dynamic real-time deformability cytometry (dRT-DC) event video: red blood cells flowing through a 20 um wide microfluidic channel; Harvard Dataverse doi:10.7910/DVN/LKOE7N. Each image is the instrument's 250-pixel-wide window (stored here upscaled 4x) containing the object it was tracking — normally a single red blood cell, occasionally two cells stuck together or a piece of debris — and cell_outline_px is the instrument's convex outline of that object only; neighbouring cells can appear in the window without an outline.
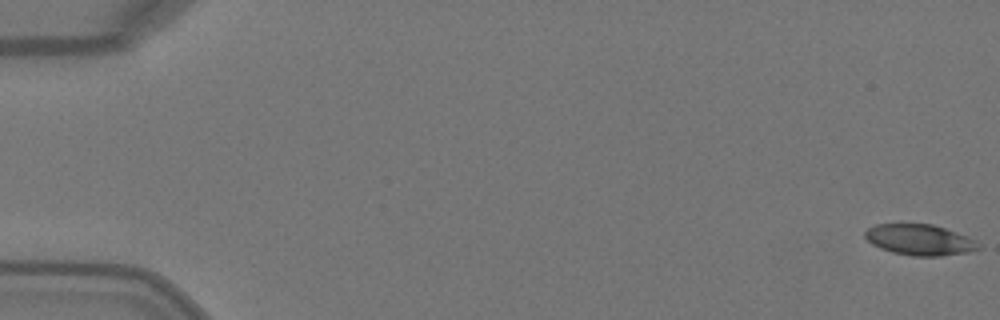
{"species": "Egyptian fruit bat (a non-hibernating species)", "species_latin": "Rousettus aegyptiacus", "temperature_condition": "warm", "stored_images_in_passage": 51, "camera_frame_rate_fps": 3000, "um_per_image_px": 0.085, "animal": {"sex": "female"}, "frame": {"image": 1, "passage_image": 1, "time_ms": 0.0, "image_size_px": [1000, 320], "cell_outline_px": [[984, 248], [968, 252], [940, 256], [912, 256], [892, 252], [880, 248], [872, 244], [864, 236], [864, 232], [868, 228], [876, 224], [932, 224], [968, 236], [976, 240]], "centroid_in_image_um": [78.2, 20.39], "position_along_channel_um": 6.8, "area_um2": 20.52}}
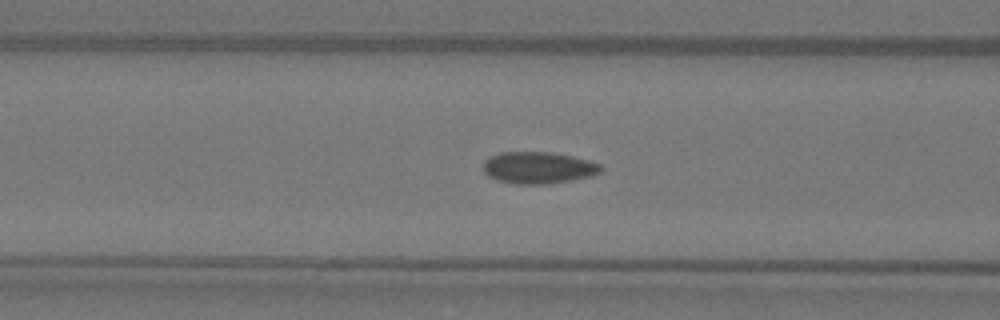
{"frame": {"image": 2, "passage_image": 21, "time_ms": 6.667, "image_size_px": [1000, 320], "cell_outline_px": [[604, 168], [600, 172], [592, 176], [572, 180], [548, 184], [512, 184], [496, 180], [488, 176], [484, 172], [484, 160], [488, 156], [500, 152], [552, 152], [572, 156], [588, 160], [600, 164]], "centroid_in_image_um": [45.74, 14.26], "position_along_channel_um": 120.9, "area_um2": 22.08}}
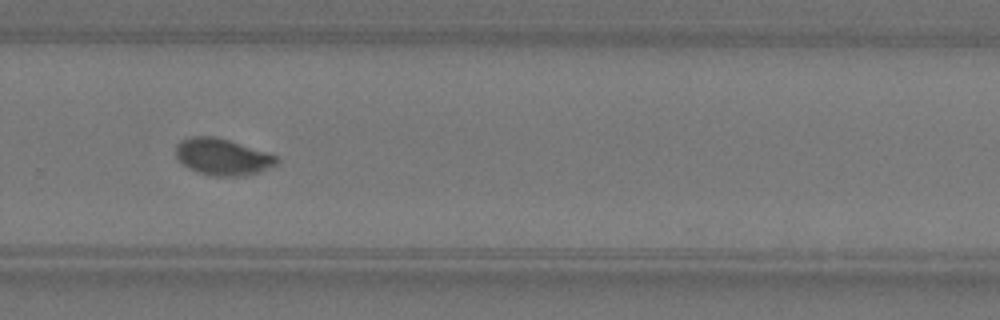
{"frame": {"image": 3, "passage_image": 35, "time_ms": 11.333, "image_size_px": [1000, 320], "cell_outline_px": [[280, 160], [276, 164], [256, 172], [240, 176], [212, 176], [196, 172], [188, 168], [176, 156], [176, 144], [180, 140], [192, 136], [216, 136], [280, 156]], "centroid_in_image_um": [18.9, 13.32], "position_along_channel_um": 310.9, "area_um2": 21.5}, "authors_computed_cell_mechanics": {"area_um2": 21.2704, "velocity_mm_per_s": 4.0858, "shape_relaxation_time_tau1_ms": 9.1575, "shape_relaxation_time_tau2_ms": 0.5595, "deformation_change_tau1": 0.2059, "deformation_change_tau2": 0.0497}}